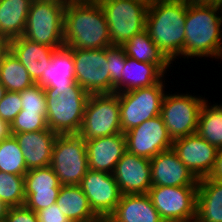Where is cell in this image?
<instances>
[{"instance_id": "6da1fadb", "label": "cell", "mask_w": 222, "mask_h": 222, "mask_svg": "<svg viewBox=\"0 0 222 222\" xmlns=\"http://www.w3.org/2000/svg\"><path fill=\"white\" fill-rule=\"evenodd\" d=\"M64 42L73 49H104L111 45L109 26L98 1L66 3Z\"/></svg>"}, {"instance_id": "7a4b0ae2", "label": "cell", "mask_w": 222, "mask_h": 222, "mask_svg": "<svg viewBox=\"0 0 222 222\" xmlns=\"http://www.w3.org/2000/svg\"><path fill=\"white\" fill-rule=\"evenodd\" d=\"M186 14L183 0H150L148 5L145 29L171 62L179 55L185 59Z\"/></svg>"}, {"instance_id": "3957f363", "label": "cell", "mask_w": 222, "mask_h": 222, "mask_svg": "<svg viewBox=\"0 0 222 222\" xmlns=\"http://www.w3.org/2000/svg\"><path fill=\"white\" fill-rule=\"evenodd\" d=\"M220 10L221 6L187 5L184 26L185 58L222 59V11Z\"/></svg>"}, {"instance_id": "277c9868", "label": "cell", "mask_w": 222, "mask_h": 222, "mask_svg": "<svg viewBox=\"0 0 222 222\" xmlns=\"http://www.w3.org/2000/svg\"><path fill=\"white\" fill-rule=\"evenodd\" d=\"M44 90L48 128L58 135L79 134L90 95L76 82Z\"/></svg>"}, {"instance_id": "5b68a950", "label": "cell", "mask_w": 222, "mask_h": 222, "mask_svg": "<svg viewBox=\"0 0 222 222\" xmlns=\"http://www.w3.org/2000/svg\"><path fill=\"white\" fill-rule=\"evenodd\" d=\"M65 8L60 0H32L23 37L52 48L64 46Z\"/></svg>"}, {"instance_id": "8992f818", "label": "cell", "mask_w": 222, "mask_h": 222, "mask_svg": "<svg viewBox=\"0 0 222 222\" xmlns=\"http://www.w3.org/2000/svg\"><path fill=\"white\" fill-rule=\"evenodd\" d=\"M109 26L111 45L123 46L145 30L150 0H98Z\"/></svg>"}, {"instance_id": "52a82bcc", "label": "cell", "mask_w": 222, "mask_h": 222, "mask_svg": "<svg viewBox=\"0 0 222 222\" xmlns=\"http://www.w3.org/2000/svg\"><path fill=\"white\" fill-rule=\"evenodd\" d=\"M50 166L61 185H79L89 170L85 140L79 134L57 135Z\"/></svg>"}, {"instance_id": "ba28073f", "label": "cell", "mask_w": 222, "mask_h": 222, "mask_svg": "<svg viewBox=\"0 0 222 222\" xmlns=\"http://www.w3.org/2000/svg\"><path fill=\"white\" fill-rule=\"evenodd\" d=\"M122 133L118 93L89 96L79 135L85 140Z\"/></svg>"}, {"instance_id": "9c48e42d", "label": "cell", "mask_w": 222, "mask_h": 222, "mask_svg": "<svg viewBox=\"0 0 222 222\" xmlns=\"http://www.w3.org/2000/svg\"><path fill=\"white\" fill-rule=\"evenodd\" d=\"M163 82L165 81L161 80L150 87L118 93L122 133L161 115V104L165 95Z\"/></svg>"}, {"instance_id": "30bf717a", "label": "cell", "mask_w": 222, "mask_h": 222, "mask_svg": "<svg viewBox=\"0 0 222 222\" xmlns=\"http://www.w3.org/2000/svg\"><path fill=\"white\" fill-rule=\"evenodd\" d=\"M206 101L188 94H165L161 116L172 140L197 133L199 113Z\"/></svg>"}, {"instance_id": "8fae6325", "label": "cell", "mask_w": 222, "mask_h": 222, "mask_svg": "<svg viewBox=\"0 0 222 222\" xmlns=\"http://www.w3.org/2000/svg\"><path fill=\"white\" fill-rule=\"evenodd\" d=\"M198 186H152L148 195L165 222L196 219Z\"/></svg>"}, {"instance_id": "7c38bea8", "label": "cell", "mask_w": 222, "mask_h": 222, "mask_svg": "<svg viewBox=\"0 0 222 222\" xmlns=\"http://www.w3.org/2000/svg\"><path fill=\"white\" fill-rule=\"evenodd\" d=\"M76 83L89 95L110 93V73L104 49H73Z\"/></svg>"}, {"instance_id": "4fadbf2b", "label": "cell", "mask_w": 222, "mask_h": 222, "mask_svg": "<svg viewBox=\"0 0 222 222\" xmlns=\"http://www.w3.org/2000/svg\"><path fill=\"white\" fill-rule=\"evenodd\" d=\"M124 134L126 151L149 160L171 149L173 144L161 115L146 120Z\"/></svg>"}, {"instance_id": "5bb4252c", "label": "cell", "mask_w": 222, "mask_h": 222, "mask_svg": "<svg viewBox=\"0 0 222 222\" xmlns=\"http://www.w3.org/2000/svg\"><path fill=\"white\" fill-rule=\"evenodd\" d=\"M79 185L93 212L106 221L114 213L122 195L114 175L89 169Z\"/></svg>"}, {"instance_id": "9a60e30c", "label": "cell", "mask_w": 222, "mask_h": 222, "mask_svg": "<svg viewBox=\"0 0 222 222\" xmlns=\"http://www.w3.org/2000/svg\"><path fill=\"white\" fill-rule=\"evenodd\" d=\"M172 148L198 179L208 177L212 172L218 149L198 133L175 139Z\"/></svg>"}, {"instance_id": "2e32d148", "label": "cell", "mask_w": 222, "mask_h": 222, "mask_svg": "<svg viewBox=\"0 0 222 222\" xmlns=\"http://www.w3.org/2000/svg\"><path fill=\"white\" fill-rule=\"evenodd\" d=\"M24 184V205L34 212L56 203L62 186L50 165L28 170L24 175Z\"/></svg>"}, {"instance_id": "e0dca14e", "label": "cell", "mask_w": 222, "mask_h": 222, "mask_svg": "<svg viewBox=\"0 0 222 222\" xmlns=\"http://www.w3.org/2000/svg\"><path fill=\"white\" fill-rule=\"evenodd\" d=\"M113 175L122 195L147 194L152 187L150 160L128 151L117 162Z\"/></svg>"}, {"instance_id": "ac0fdd59", "label": "cell", "mask_w": 222, "mask_h": 222, "mask_svg": "<svg viewBox=\"0 0 222 222\" xmlns=\"http://www.w3.org/2000/svg\"><path fill=\"white\" fill-rule=\"evenodd\" d=\"M152 186H198L199 179L178 158L173 148L150 159Z\"/></svg>"}, {"instance_id": "d6986e66", "label": "cell", "mask_w": 222, "mask_h": 222, "mask_svg": "<svg viewBox=\"0 0 222 222\" xmlns=\"http://www.w3.org/2000/svg\"><path fill=\"white\" fill-rule=\"evenodd\" d=\"M88 168L113 174L117 162L126 152L125 134H113L85 141Z\"/></svg>"}, {"instance_id": "ffe728a7", "label": "cell", "mask_w": 222, "mask_h": 222, "mask_svg": "<svg viewBox=\"0 0 222 222\" xmlns=\"http://www.w3.org/2000/svg\"><path fill=\"white\" fill-rule=\"evenodd\" d=\"M57 135L49 128L41 131L14 134L21 147L28 170L50 165Z\"/></svg>"}, {"instance_id": "44dd1931", "label": "cell", "mask_w": 222, "mask_h": 222, "mask_svg": "<svg viewBox=\"0 0 222 222\" xmlns=\"http://www.w3.org/2000/svg\"><path fill=\"white\" fill-rule=\"evenodd\" d=\"M10 50L26 68L30 78L36 83L45 73L55 49L21 36L9 41Z\"/></svg>"}, {"instance_id": "7402d4cb", "label": "cell", "mask_w": 222, "mask_h": 222, "mask_svg": "<svg viewBox=\"0 0 222 222\" xmlns=\"http://www.w3.org/2000/svg\"><path fill=\"white\" fill-rule=\"evenodd\" d=\"M107 222H165L148 194H124Z\"/></svg>"}, {"instance_id": "603a6c76", "label": "cell", "mask_w": 222, "mask_h": 222, "mask_svg": "<svg viewBox=\"0 0 222 222\" xmlns=\"http://www.w3.org/2000/svg\"><path fill=\"white\" fill-rule=\"evenodd\" d=\"M164 73L157 64L139 62L126 56L122 79L115 85V93L153 86L163 80Z\"/></svg>"}, {"instance_id": "cb8c5ba5", "label": "cell", "mask_w": 222, "mask_h": 222, "mask_svg": "<svg viewBox=\"0 0 222 222\" xmlns=\"http://www.w3.org/2000/svg\"><path fill=\"white\" fill-rule=\"evenodd\" d=\"M76 82L73 48L62 46L54 50L51 62L42 77L36 82L42 88L71 86Z\"/></svg>"}, {"instance_id": "d4e9b609", "label": "cell", "mask_w": 222, "mask_h": 222, "mask_svg": "<svg viewBox=\"0 0 222 222\" xmlns=\"http://www.w3.org/2000/svg\"><path fill=\"white\" fill-rule=\"evenodd\" d=\"M197 222H222V183L200 178L197 190Z\"/></svg>"}, {"instance_id": "484cf974", "label": "cell", "mask_w": 222, "mask_h": 222, "mask_svg": "<svg viewBox=\"0 0 222 222\" xmlns=\"http://www.w3.org/2000/svg\"><path fill=\"white\" fill-rule=\"evenodd\" d=\"M56 204L71 222H102L93 212L80 185H62Z\"/></svg>"}, {"instance_id": "4316f807", "label": "cell", "mask_w": 222, "mask_h": 222, "mask_svg": "<svg viewBox=\"0 0 222 222\" xmlns=\"http://www.w3.org/2000/svg\"><path fill=\"white\" fill-rule=\"evenodd\" d=\"M32 0H0V38L23 36Z\"/></svg>"}, {"instance_id": "83f0119b", "label": "cell", "mask_w": 222, "mask_h": 222, "mask_svg": "<svg viewBox=\"0 0 222 222\" xmlns=\"http://www.w3.org/2000/svg\"><path fill=\"white\" fill-rule=\"evenodd\" d=\"M123 47L126 56L136 59L139 62L157 64L165 73L166 69L171 66L172 62L151 40L146 29L135 34Z\"/></svg>"}, {"instance_id": "f1b7e54d", "label": "cell", "mask_w": 222, "mask_h": 222, "mask_svg": "<svg viewBox=\"0 0 222 222\" xmlns=\"http://www.w3.org/2000/svg\"><path fill=\"white\" fill-rule=\"evenodd\" d=\"M203 103L199 113L197 133L217 149L222 148V104Z\"/></svg>"}, {"instance_id": "f546056e", "label": "cell", "mask_w": 222, "mask_h": 222, "mask_svg": "<svg viewBox=\"0 0 222 222\" xmlns=\"http://www.w3.org/2000/svg\"><path fill=\"white\" fill-rule=\"evenodd\" d=\"M0 83L9 92H21L35 84L26 68L11 50L5 55L0 70Z\"/></svg>"}, {"instance_id": "4dcf8cb0", "label": "cell", "mask_w": 222, "mask_h": 222, "mask_svg": "<svg viewBox=\"0 0 222 222\" xmlns=\"http://www.w3.org/2000/svg\"><path fill=\"white\" fill-rule=\"evenodd\" d=\"M0 171L19 176L28 172L21 147L14 135L10 134L0 141Z\"/></svg>"}, {"instance_id": "1f68e13d", "label": "cell", "mask_w": 222, "mask_h": 222, "mask_svg": "<svg viewBox=\"0 0 222 222\" xmlns=\"http://www.w3.org/2000/svg\"><path fill=\"white\" fill-rule=\"evenodd\" d=\"M0 200L8 207H18L25 204L24 176L0 171Z\"/></svg>"}, {"instance_id": "d6a6232c", "label": "cell", "mask_w": 222, "mask_h": 222, "mask_svg": "<svg viewBox=\"0 0 222 222\" xmlns=\"http://www.w3.org/2000/svg\"><path fill=\"white\" fill-rule=\"evenodd\" d=\"M47 114H38V112H25L21 110L20 113L10 124V134L35 132L48 129Z\"/></svg>"}, {"instance_id": "836d02e7", "label": "cell", "mask_w": 222, "mask_h": 222, "mask_svg": "<svg viewBox=\"0 0 222 222\" xmlns=\"http://www.w3.org/2000/svg\"><path fill=\"white\" fill-rule=\"evenodd\" d=\"M107 62L110 73V93H115V85L122 79L126 54L123 46L110 45L106 47Z\"/></svg>"}, {"instance_id": "e575fe53", "label": "cell", "mask_w": 222, "mask_h": 222, "mask_svg": "<svg viewBox=\"0 0 222 222\" xmlns=\"http://www.w3.org/2000/svg\"><path fill=\"white\" fill-rule=\"evenodd\" d=\"M22 110L47 114L45 90L37 83L20 92Z\"/></svg>"}, {"instance_id": "d590c367", "label": "cell", "mask_w": 222, "mask_h": 222, "mask_svg": "<svg viewBox=\"0 0 222 222\" xmlns=\"http://www.w3.org/2000/svg\"><path fill=\"white\" fill-rule=\"evenodd\" d=\"M22 110L20 92L7 91L0 101V119L9 125Z\"/></svg>"}, {"instance_id": "8d00e7d4", "label": "cell", "mask_w": 222, "mask_h": 222, "mask_svg": "<svg viewBox=\"0 0 222 222\" xmlns=\"http://www.w3.org/2000/svg\"><path fill=\"white\" fill-rule=\"evenodd\" d=\"M5 222H39L37 213L25 205L10 207Z\"/></svg>"}, {"instance_id": "74e56055", "label": "cell", "mask_w": 222, "mask_h": 222, "mask_svg": "<svg viewBox=\"0 0 222 222\" xmlns=\"http://www.w3.org/2000/svg\"><path fill=\"white\" fill-rule=\"evenodd\" d=\"M39 222H71V220L64 215L59 206L54 203L51 206L41 209L36 212Z\"/></svg>"}, {"instance_id": "f35d334b", "label": "cell", "mask_w": 222, "mask_h": 222, "mask_svg": "<svg viewBox=\"0 0 222 222\" xmlns=\"http://www.w3.org/2000/svg\"><path fill=\"white\" fill-rule=\"evenodd\" d=\"M208 178L218 181L222 178V148L217 151L215 164Z\"/></svg>"}, {"instance_id": "ab89813d", "label": "cell", "mask_w": 222, "mask_h": 222, "mask_svg": "<svg viewBox=\"0 0 222 222\" xmlns=\"http://www.w3.org/2000/svg\"><path fill=\"white\" fill-rule=\"evenodd\" d=\"M187 5L221 6L222 0H183Z\"/></svg>"}, {"instance_id": "60d3db41", "label": "cell", "mask_w": 222, "mask_h": 222, "mask_svg": "<svg viewBox=\"0 0 222 222\" xmlns=\"http://www.w3.org/2000/svg\"><path fill=\"white\" fill-rule=\"evenodd\" d=\"M9 50H10L9 41H7L4 38H0V70L2 67L4 57L8 53Z\"/></svg>"}, {"instance_id": "b9f144b4", "label": "cell", "mask_w": 222, "mask_h": 222, "mask_svg": "<svg viewBox=\"0 0 222 222\" xmlns=\"http://www.w3.org/2000/svg\"><path fill=\"white\" fill-rule=\"evenodd\" d=\"M9 135H10V125L6 121L0 119V141L4 140Z\"/></svg>"}, {"instance_id": "7bdbcfd3", "label": "cell", "mask_w": 222, "mask_h": 222, "mask_svg": "<svg viewBox=\"0 0 222 222\" xmlns=\"http://www.w3.org/2000/svg\"><path fill=\"white\" fill-rule=\"evenodd\" d=\"M9 208L10 207L0 200V222H5Z\"/></svg>"}, {"instance_id": "ee69618b", "label": "cell", "mask_w": 222, "mask_h": 222, "mask_svg": "<svg viewBox=\"0 0 222 222\" xmlns=\"http://www.w3.org/2000/svg\"><path fill=\"white\" fill-rule=\"evenodd\" d=\"M6 92V88L0 83V101L2 100Z\"/></svg>"}, {"instance_id": "f6af8a7d", "label": "cell", "mask_w": 222, "mask_h": 222, "mask_svg": "<svg viewBox=\"0 0 222 222\" xmlns=\"http://www.w3.org/2000/svg\"><path fill=\"white\" fill-rule=\"evenodd\" d=\"M60 1H63V2H65V3L77 2V0H60Z\"/></svg>"}, {"instance_id": "bcb514c9", "label": "cell", "mask_w": 222, "mask_h": 222, "mask_svg": "<svg viewBox=\"0 0 222 222\" xmlns=\"http://www.w3.org/2000/svg\"><path fill=\"white\" fill-rule=\"evenodd\" d=\"M78 1H83V0H77V2H78ZM86 1H98V0H86Z\"/></svg>"}, {"instance_id": "7dc6e473", "label": "cell", "mask_w": 222, "mask_h": 222, "mask_svg": "<svg viewBox=\"0 0 222 222\" xmlns=\"http://www.w3.org/2000/svg\"><path fill=\"white\" fill-rule=\"evenodd\" d=\"M186 222H197V220H196V219H194V220H191V221H186Z\"/></svg>"}]
</instances>
